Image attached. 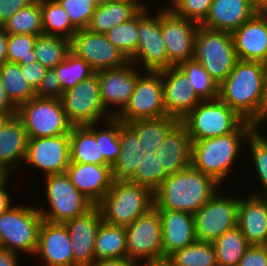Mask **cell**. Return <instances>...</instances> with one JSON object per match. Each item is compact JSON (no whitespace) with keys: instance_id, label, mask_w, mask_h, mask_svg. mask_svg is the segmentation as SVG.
<instances>
[{"instance_id":"6da1fadb","label":"cell","mask_w":267,"mask_h":266,"mask_svg":"<svg viewBox=\"0 0 267 266\" xmlns=\"http://www.w3.org/2000/svg\"><path fill=\"white\" fill-rule=\"evenodd\" d=\"M251 133L252 124L245 121L235 132L193 142L191 166L211 176L222 187L235 190V188L230 187L226 181L230 180L229 182H231L233 178L232 175L235 174L236 176V168L240 166L237 163L244 166L247 164V156L244 152L247 139ZM241 161L244 162L242 163ZM225 184L228 187L225 186Z\"/></svg>"},{"instance_id":"7a4b0ae2","label":"cell","mask_w":267,"mask_h":266,"mask_svg":"<svg viewBox=\"0 0 267 266\" xmlns=\"http://www.w3.org/2000/svg\"><path fill=\"white\" fill-rule=\"evenodd\" d=\"M222 187L211 176L192 166L168 175L154 191L159 210L196 213Z\"/></svg>"},{"instance_id":"3957f363","label":"cell","mask_w":267,"mask_h":266,"mask_svg":"<svg viewBox=\"0 0 267 266\" xmlns=\"http://www.w3.org/2000/svg\"><path fill=\"white\" fill-rule=\"evenodd\" d=\"M265 76L263 63L238 59L219 85L218 98L251 123L265 101Z\"/></svg>"},{"instance_id":"277c9868","label":"cell","mask_w":267,"mask_h":266,"mask_svg":"<svg viewBox=\"0 0 267 266\" xmlns=\"http://www.w3.org/2000/svg\"><path fill=\"white\" fill-rule=\"evenodd\" d=\"M97 206L103 222L126 227L154 207V192L129 180L114 179Z\"/></svg>"},{"instance_id":"5b68a950","label":"cell","mask_w":267,"mask_h":266,"mask_svg":"<svg viewBox=\"0 0 267 266\" xmlns=\"http://www.w3.org/2000/svg\"><path fill=\"white\" fill-rule=\"evenodd\" d=\"M26 204V205H25ZM43 222L38 206L28 202L12 205L0 214L1 248L33 257L38 246L39 230Z\"/></svg>"},{"instance_id":"8992f818","label":"cell","mask_w":267,"mask_h":266,"mask_svg":"<svg viewBox=\"0 0 267 266\" xmlns=\"http://www.w3.org/2000/svg\"><path fill=\"white\" fill-rule=\"evenodd\" d=\"M41 180L40 187L44 186L42 191L45 195L44 204L39 206L43 220L52 223H64L79 215L86 213L94 204L83 196L71 183L69 175L64 172L60 174H51L44 177L38 176ZM44 179V180H43Z\"/></svg>"},{"instance_id":"52a82bcc","label":"cell","mask_w":267,"mask_h":266,"mask_svg":"<svg viewBox=\"0 0 267 266\" xmlns=\"http://www.w3.org/2000/svg\"><path fill=\"white\" fill-rule=\"evenodd\" d=\"M245 121L218 98L201 101L180 122L195 142L235 132Z\"/></svg>"},{"instance_id":"ba28073f","label":"cell","mask_w":267,"mask_h":266,"mask_svg":"<svg viewBox=\"0 0 267 266\" xmlns=\"http://www.w3.org/2000/svg\"><path fill=\"white\" fill-rule=\"evenodd\" d=\"M193 59L200 62L210 77L220 85L238 60L232 34L199 25Z\"/></svg>"},{"instance_id":"9c48e42d","label":"cell","mask_w":267,"mask_h":266,"mask_svg":"<svg viewBox=\"0 0 267 266\" xmlns=\"http://www.w3.org/2000/svg\"><path fill=\"white\" fill-rule=\"evenodd\" d=\"M16 115L23 123L29 138H41L70 134L69 122L61 100L37 97L17 107Z\"/></svg>"},{"instance_id":"30bf717a","label":"cell","mask_w":267,"mask_h":266,"mask_svg":"<svg viewBox=\"0 0 267 266\" xmlns=\"http://www.w3.org/2000/svg\"><path fill=\"white\" fill-rule=\"evenodd\" d=\"M220 189L196 212L194 216L197 240L213 243L224 232L237 226L240 192ZM231 194V195H230ZM235 194V196H234ZM237 194V195H236Z\"/></svg>"},{"instance_id":"8fae6325","label":"cell","mask_w":267,"mask_h":266,"mask_svg":"<svg viewBox=\"0 0 267 266\" xmlns=\"http://www.w3.org/2000/svg\"><path fill=\"white\" fill-rule=\"evenodd\" d=\"M130 62L143 71L168 68V55L161 32V9L150 6L138 13V43Z\"/></svg>"},{"instance_id":"7c38bea8","label":"cell","mask_w":267,"mask_h":266,"mask_svg":"<svg viewBox=\"0 0 267 266\" xmlns=\"http://www.w3.org/2000/svg\"><path fill=\"white\" fill-rule=\"evenodd\" d=\"M60 100L73 126L89 125L112 117L103 107L97 72L64 91Z\"/></svg>"},{"instance_id":"4fadbf2b","label":"cell","mask_w":267,"mask_h":266,"mask_svg":"<svg viewBox=\"0 0 267 266\" xmlns=\"http://www.w3.org/2000/svg\"><path fill=\"white\" fill-rule=\"evenodd\" d=\"M127 258L136 264L163 259L161 218L155 206L125 227Z\"/></svg>"},{"instance_id":"5bb4252c","label":"cell","mask_w":267,"mask_h":266,"mask_svg":"<svg viewBox=\"0 0 267 266\" xmlns=\"http://www.w3.org/2000/svg\"><path fill=\"white\" fill-rule=\"evenodd\" d=\"M167 116L159 71H144L135 83L128 104L116 116L121 122Z\"/></svg>"},{"instance_id":"9a60e30c","label":"cell","mask_w":267,"mask_h":266,"mask_svg":"<svg viewBox=\"0 0 267 266\" xmlns=\"http://www.w3.org/2000/svg\"><path fill=\"white\" fill-rule=\"evenodd\" d=\"M70 50L94 71L120 68L129 63L125 54L115 47L106 34L87 29L78 30L70 39Z\"/></svg>"},{"instance_id":"2e32d148","label":"cell","mask_w":267,"mask_h":266,"mask_svg":"<svg viewBox=\"0 0 267 266\" xmlns=\"http://www.w3.org/2000/svg\"><path fill=\"white\" fill-rule=\"evenodd\" d=\"M70 164L69 134L52 137L29 138L23 167L40 172L42 177L67 171ZM31 166V167H30ZM34 168V169H33Z\"/></svg>"},{"instance_id":"e0dca14e","label":"cell","mask_w":267,"mask_h":266,"mask_svg":"<svg viewBox=\"0 0 267 266\" xmlns=\"http://www.w3.org/2000/svg\"><path fill=\"white\" fill-rule=\"evenodd\" d=\"M144 71L129 62L120 68L97 71L104 109L116 117L128 104L137 78Z\"/></svg>"},{"instance_id":"ac0fdd59","label":"cell","mask_w":267,"mask_h":266,"mask_svg":"<svg viewBox=\"0 0 267 266\" xmlns=\"http://www.w3.org/2000/svg\"><path fill=\"white\" fill-rule=\"evenodd\" d=\"M199 24L161 9V32L168 55V68L193 59L194 41Z\"/></svg>"},{"instance_id":"d6986e66","label":"cell","mask_w":267,"mask_h":266,"mask_svg":"<svg viewBox=\"0 0 267 266\" xmlns=\"http://www.w3.org/2000/svg\"><path fill=\"white\" fill-rule=\"evenodd\" d=\"M102 214L97 205L64 222L71 240L73 266H90L95 261L94 243Z\"/></svg>"},{"instance_id":"ffe728a7","label":"cell","mask_w":267,"mask_h":266,"mask_svg":"<svg viewBox=\"0 0 267 266\" xmlns=\"http://www.w3.org/2000/svg\"><path fill=\"white\" fill-rule=\"evenodd\" d=\"M33 258L38 266H73L70 235L64 223L43 220Z\"/></svg>"},{"instance_id":"44dd1931","label":"cell","mask_w":267,"mask_h":266,"mask_svg":"<svg viewBox=\"0 0 267 266\" xmlns=\"http://www.w3.org/2000/svg\"><path fill=\"white\" fill-rule=\"evenodd\" d=\"M167 116L181 121L202 100L189 88L185 73L178 66L159 70Z\"/></svg>"},{"instance_id":"7402d4cb","label":"cell","mask_w":267,"mask_h":266,"mask_svg":"<svg viewBox=\"0 0 267 266\" xmlns=\"http://www.w3.org/2000/svg\"><path fill=\"white\" fill-rule=\"evenodd\" d=\"M248 191L239 197L237 226L249 245H267V195Z\"/></svg>"},{"instance_id":"603a6c76","label":"cell","mask_w":267,"mask_h":266,"mask_svg":"<svg viewBox=\"0 0 267 266\" xmlns=\"http://www.w3.org/2000/svg\"><path fill=\"white\" fill-rule=\"evenodd\" d=\"M237 58L263 63L267 57V12H258L232 33Z\"/></svg>"},{"instance_id":"cb8c5ba5","label":"cell","mask_w":267,"mask_h":266,"mask_svg":"<svg viewBox=\"0 0 267 266\" xmlns=\"http://www.w3.org/2000/svg\"><path fill=\"white\" fill-rule=\"evenodd\" d=\"M66 173L75 188L94 205L102 200L114 181L109 165L70 162Z\"/></svg>"},{"instance_id":"d4e9b609","label":"cell","mask_w":267,"mask_h":266,"mask_svg":"<svg viewBox=\"0 0 267 266\" xmlns=\"http://www.w3.org/2000/svg\"><path fill=\"white\" fill-rule=\"evenodd\" d=\"M28 140L20 118L11 116L0 128V174L16 176L25 161Z\"/></svg>"},{"instance_id":"484cf974","label":"cell","mask_w":267,"mask_h":266,"mask_svg":"<svg viewBox=\"0 0 267 266\" xmlns=\"http://www.w3.org/2000/svg\"><path fill=\"white\" fill-rule=\"evenodd\" d=\"M163 259L197 240L194 216L191 213L159 210Z\"/></svg>"},{"instance_id":"4316f807","label":"cell","mask_w":267,"mask_h":266,"mask_svg":"<svg viewBox=\"0 0 267 266\" xmlns=\"http://www.w3.org/2000/svg\"><path fill=\"white\" fill-rule=\"evenodd\" d=\"M192 139L179 121L166 135L155 155L168 175L191 166Z\"/></svg>"},{"instance_id":"83f0119b","label":"cell","mask_w":267,"mask_h":266,"mask_svg":"<svg viewBox=\"0 0 267 266\" xmlns=\"http://www.w3.org/2000/svg\"><path fill=\"white\" fill-rule=\"evenodd\" d=\"M259 11L250 0H213L206 19V28L232 33Z\"/></svg>"},{"instance_id":"f1b7e54d","label":"cell","mask_w":267,"mask_h":266,"mask_svg":"<svg viewBox=\"0 0 267 266\" xmlns=\"http://www.w3.org/2000/svg\"><path fill=\"white\" fill-rule=\"evenodd\" d=\"M120 153L112 168L115 180H129L137 170L146 154L141 147L137 132L128 124L119 120Z\"/></svg>"},{"instance_id":"f546056e","label":"cell","mask_w":267,"mask_h":266,"mask_svg":"<svg viewBox=\"0 0 267 266\" xmlns=\"http://www.w3.org/2000/svg\"><path fill=\"white\" fill-rule=\"evenodd\" d=\"M140 11L133 3L107 1L96 7L86 29L105 34L113 27L128 22Z\"/></svg>"},{"instance_id":"4dcf8cb0","label":"cell","mask_w":267,"mask_h":266,"mask_svg":"<svg viewBox=\"0 0 267 266\" xmlns=\"http://www.w3.org/2000/svg\"><path fill=\"white\" fill-rule=\"evenodd\" d=\"M70 162L108 165L100 152L99 139L86 126H73L69 134Z\"/></svg>"},{"instance_id":"1f68e13d","label":"cell","mask_w":267,"mask_h":266,"mask_svg":"<svg viewBox=\"0 0 267 266\" xmlns=\"http://www.w3.org/2000/svg\"><path fill=\"white\" fill-rule=\"evenodd\" d=\"M179 122L171 116L138 119L128 123L139 137L145 153H155L162 145L167 133Z\"/></svg>"},{"instance_id":"d6a6232c","label":"cell","mask_w":267,"mask_h":266,"mask_svg":"<svg viewBox=\"0 0 267 266\" xmlns=\"http://www.w3.org/2000/svg\"><path fill=\"white\" fill-rule=\"evenodd\" d=\"M95 261L110 258H126V231L124 226L101 222L94 243Z\"/></svg>"},{"instance_id":"836d02e7","label":"cell","mask_w":267,"mask_h":266,"mask_svg":"<svg viewBox=\"0 0 267 266\" xmlns=\"http://www.w3.org/2000/svg\"><path fill=\"white\" fill-rule=\"evenodd\" d=\"M2 27L7 34L43 35L41 0L18 10Z\"/></svg>"},{"instance_id":"e575fe53","label":"cell","mask_w":267,"mask_h":266,"mask_svg":"<svg viewBox=\"0 0 267 266\" xmlns=\"http://www.w3.org/2000/svg\"><path fill=\"white\" fill-rule=\"evenodd\" d=\"M218 266H238L249 246L238 226L224 232L213 242Z\"/></svg>"},{"instance_id":"d590c367","label":"cell","mask_w":267,"mask_h":266,"mask_svg":"<svg viewBox=\"0 0 267 266\" xmlns=\"http://www.w3.org/2000/svg\"><path fill=\"white\" fill-rule=\"evenodd\" d=\"M86 126L95 134L96 139H99V148L104 161L112 167L117 161L121 150L119 119L117 117H111Z\"/></svg>"},{"instance_id":"8d00e7d4","label":"cell","mask_w":267,"mask_h":266,"mask_svg":"<svg viewBox=\"0 0 267 266\" xmlns=\"http://www.w3.org/2000/svg\"><path fill=\"white\" fill-rule=\"evenodd\" d=\"M246 147L245 154L249 157L248 161H252L249 166L252 164L251 171L255 174L253 180L258 179V182L253 181V183L259 185L254 190L252 189L251 194L267 195V138L257 136L252 132L247 139Z\"/></svg>"},{"instance_id":"74e56055","label":"cell","mask_w":267,"mask_h":266,"mask_svg":"<svg viewBox=\"0 0 267 266\" xmlns=\"http://www.w3.org/2000/svg\"><path fill=\"white\" fill-rule=\"evenodd\" d=\"M167 260L172 266H218L213 243L201 240L174 252Z\"/></svg>"},{"instance_id":"f35d334b","label":"cell","mask_w":267,"mask_h":266,"mask_svg":"<svg viewBox=\"0 0 267 266\" xmlns=\"http://www.w3.org/2000/svg\"><path fill=\"white\" fill-rule=\"evenodd\" d=\"M0 74L6 94L16 107L36 96L35 91L22 76L20 64L7 61L0 66Z\"/></svg>"},{"instance_id":"ab89813d","label":"cell","mask_w":267,"mask_h":266,"mask_svg":"<svg viewBox=\"0 0 267 266\" xmlns=\"http://www.w3.org/2000/svg\"><path fill=\"white\" fill-rule=\"evenodd\" d=\"M41 12L44 35L61 36L70 40L78 31L56 0H41Z\"/></svg>"},{"instance_id":"60d3db41","label":"cell","mask_w":267,"mask_h":266,"mask_svg":"<svg viewBox=\"0 0 267 266\" xmlns=\"http://www.w3.org/2000/svg\"><path fill=\"white\" fill-rule=\"evenodd\" d=\"M177 66L185 73L189 88L194 89L202 101L218 99L219 85L210 77L200 62L190 59Z\"/></svg>"},{"instance_id":"b9f144b4","label":"cell","mask_w":267,"mask_h":266,"mask_svg":"<svg viewBox=\"0 0 267 266\" xmlns=\"http://www.w3.org/2000/svg\"><path fill=\"white\" fill-rule=\"evenodd\" d=\"M70 40L61 36L40 35L36 37L34 52L36 59L48 69H54L70 52Z\"/></svg>"},{"instance_id":"7bdbcfd3","label":"cell","mask_w":267,"mask_h":266,"mask_svg":"<svg viewBox=\"0 0 267 266\" xmlns=\"http://www.w3.org/2000/svg\"><path fill=\"white\" fill-rule=\"evenodd\" d=\"M54 70L60 80L63 92L74 87L94 73L82 58L71 51L68 53L66 59L59 63Z\"/></svg>"},{"instance_id":"ee69618b","label":"cell","mask_w":267,"mask_h":266,"mask_svg":"<svg viewBox=\"0 0 267 266\" xmlns=\"http://www.w3.org/2000/svg\"><path fill=\"white\" fill-rule=\"evenodd\" d=\"M105 34L108 40L130 61L135 56L138 43V14L128 22L113 27Z\"/></svg>"},{"instance_id":"f6af8a7d","label":"cell","mask_w":267,"mask_h":266,"mask_svg":"<svg viewBox=\"0 0 267 266\" xmlns=\"http://www.w3.org/2000/svg\"><path fill=\"white\" fill-rule=\"evenodd\" d=\"M167 176L155 153L150 152L144 155L129 181L148 187L154 192Z\"/></svg>"},{"instance_id":"bcb514c9","label":"cell","mask_w":267,"mask_h":266,"mask_svg":"<svg viewBox=\"0 0 267 266\" xmlns=\"http://www.w3.org/2000/svg\"><path fill=\"white\" fill-rule=\"evenodd\" d=\"M35 35L7 34V61L18 64L36 62Z\"/></svg>"},{"instance_id":"7dc6e473","label":"cell","mask_w":267,"mask_h":266,"mask_svg":"<svg viewBox=\"0 0 267 266\" xmlns=\"http://www.w3.org/2000/svg\"><path fill=\"white\" fill-rule=\"evenodd\" d=\"M66 11L71 24L77 29H86L97 7L92 0H56Z\"/></svg>"},{"instance_id":"c3c4849f","label":"cell","mask_w":267,"mask_h":266,"mask_svg":"<svg viewBox=\"0 0 267 266\" xmlns=\"http://www.w3.org/2000/svg\"><path fill=\"white\" fill-rule=\"evenodd\" d=\"M213 0H178L171 10L178 16L199 25L206 19Z\"/></svg>"},{"instance_id":"681fc988","label":"cell","mask_w":267,"mask_h":266,"mask_svg":"<svg viewBox=\"0 0 267 266\" xmlns=\"http://www.w3.org/2000/svg\"><path fill=\"white\" fill-rule=\"evenodd\" d=\"M63 90L60 80L54 69H48L44 77L41 79L38 88L35 90L37 97L57 98L60 99Z\"/></svg>"},{"instance_id":"f907efd6","label":"cell","mask_w":267,"mask_h":266,"mask_svg":"<svg viewBox=\"0 0 267 266\" xmlns=\"http://www.w3.org/2000/svg\"><path fill=\"white\" fill-rule=\"evenodd\" d=\"M238 266H267V245H249Z\"/></svg>"},{"instance_id":"816d5d0a","label":"cell","mask_w":267,"mask_h":266,"mask_svg":"<svg viewBox=\"0 0 267 266\" xmlns=\"http://www.w3.org/2000/svg\"><path fill=\"white\" fill-rule=\"evenodd\" d=\"M22 76L25 77V80L29 83L31 88L35 91L41 79L46 74L48 68L43 66L38 61L31 62L29 64H20Z\"/></svg>"},{"instance_id":"f5cc1de1","label":"cell","mask_w":267,"mask_h":266,"mask_svg":"<svg viewBox=\"0 0 267 266\" xmlns=\"http://www.w3.org/2000/svg\"><path fill=\"white\" fill-rule=\"evenodd\" d=\"M34 0H0V26H2L18 10Z\"/></svg>"},{"instance_id":"db71d44e","label":"cell","mask_w":267,"mask_h":266,"mask_svg":"<svg viewBox=\"0 0 267 266\" xmlns=\"http://www.w3.org/2000/svg\"><path fill=\"white\" fill-rule=\"evenodd\" d=\"M11 176L12 174H0V214H2L15 204V202L13 201L15 196L11 195V193L9 192V190L11 189L10 186H13V184L8 185L9 182L13 180Z\"/></svg>"},{"instance_id":"11a10c76","label":"cell","mask_w":267,"mask_h":266,"mask_svg":"<svg viewBox=\"0 0 267 266\" xmlns=\"http://www.w3.org/2000/svg\"><path fill=\"white\" fill-rule=\"evenodd\" d=\"M265 123H266V125H265ZM251 124H252V132L254 134H256L257 136H260V137L267 138V135H265L267 133L266 132V130H267V128H266L267 127V100H265L263 102L259 114L251 122ZM262 128H265V130H263Z\"/></svg>"},{"instance_id":"9f6ffc18","label":"cell","mask_w":267,"mask_h":266,"mask_svg":"<svg viewBox=\"0 0 267 266\" xmlns=\"http://www.w3.org/2000/svg\"><path fill=\"white\" fill-rule=\"evenodd\" d=\"M21 257L24 256L8 249L0 248V266H21Z\"/></svg>"},{"instance_id":"6f0895ef","label":"cell","mask_w":267,"mask_h":266,"mask_svg":"<svg viewBox=\"0 0 267 266\" xmlns=\"http://www.w3.org/2000/svg\"><path fill=\"white\" fill-rule=\"evenodd\" d=\"M90 266H136V263L126 258H110L94 261Z\"/></svg>"},{"instance_id":"680465c9","label":"cell","mask_w":267,"mask_h":266,"mask_svg":"<svg viewBox=\"0 0 267 266\" xmlns=\"http://www.w3.org/2000/svg\"><path fill=\"white\" fill-rule=\"evenodd\" d=\"M17 107L8 98L0 74V112H16Z\"/></svg>"},{"instance_id":"91938a15","label":"cell","mask_w":267,"mask_h":266,"mask_svg":"<svg viewBox=\"0 0 267 266\" xmlns=\"http://www.w3.org/2000/svg\"><path fill=\"white\" fill-rule=\"evenodd\" d=\"M7 62V33L0 26V66Z\"/></svg>"},{"instance_id":"94428289","label":"cell","mask_w":267,"mask_h":266,"mask_svg":"<svg viewBox=\"0 0 267 266\" xmlns=\"http://www.w3.org/2000/svg\"><path fill=\"white\" fill-rule=\"evenodd\" d=\"M136 266H172L167 259L156 260V261H144L137 263Z\"/></svg>"},{"instance_id":"6125c7cd","label":"cell","mask_w":267,"mask_h":266,"mask_svg":"<svg viewBox=\"0 0 267 266\" xmlns=\"http://www.w3.org/2000/svg\"><path fill=\"white\" fill-rule=\"evenodd\" d=\"M112 2H128L135 4L140 10H143L147 7H149V0H108Z\"/></svg>"},{"instance_id":"be15d7a7","label":"cell","mask_w":267,"mask_h":266,"mask_svg":"<svg viewBox=\"0 0 267 266\" xmlns=\"http://www.w3.org/2000/svg\"><path fill=\"white\" fill-rule=\"evenodd\" d=\"M149 1H150V4H149L150 6L154 5L157 2V0H156V2L154 0H153V2L151 0H149ZM177 1L178 0H163V2L160 3V7L154 5L155 7L153 6V8L157 9V7H158V9H171ZM151 3H153V4L151 5Z\"/></svg>"},{"instance_id":"e7e4bbea","label":"cell","mask_w":267,"mask_h":266,"mask_svg":"<svg viewBox=\"0 0 267 266\" xmlns=\"http://www.w3.org/2000/svg\"><path fill=\"white\" fill-rule=\"evenodd\" d=\"M259 12H267V0H250Z\"/></svg>"},{"instance_id":"03108f58","label":"cell","mask_w":267,"mask_h":266,"mask_svg":"<svg viewBox=\"0 0 267 266\" xmlns=\"http://www.w3.org/2000/svg\"><path fill=\"white\" fill-rule=\"evenodd\" d=\"M14 115H16V112H0V128H2L8 119Z\"/></svg>"},{"instance_id":"003e7915","label":"cell","mask_w":267,"mask_h":266,"mask_svg":"<svg viewBox=\"0 0 267 266\" xmlns=\"http://www.w3.org/2000/svg\"><path fill=\"white\" fill-rule=\"evenodd\" d=\"M97 6L98 5H103L106 3L108 0H92Z\"/></svg>"},{"instance_id":"a7ac6f4b","label":"cell","mask_w":267,"mask_h":266,"mask_svg":"<svg viewBox=\"0 0 267 266\" xmlns=\"http://www.w3.org/2000/svg\"><path fill=\"white\" fill-rule=\"evenodd\" d=\"M265 100H267V70H266V76H265Z\"/></svg>"},{"instance_id":"89a4df30","label":"cell","mask_w":267,"mask_h":266,"mask_svg":"<svg viewBox=\"0 0 267 266\" xmlns=\"http://www.w3.org/2000/svg\"><path fill=\"white\" fill-rule=\"evenodd\" d=\"M263 65H264L265 69L267 70V57H266L265 61L263 62Z\"/></svg>"}]
</instances>
